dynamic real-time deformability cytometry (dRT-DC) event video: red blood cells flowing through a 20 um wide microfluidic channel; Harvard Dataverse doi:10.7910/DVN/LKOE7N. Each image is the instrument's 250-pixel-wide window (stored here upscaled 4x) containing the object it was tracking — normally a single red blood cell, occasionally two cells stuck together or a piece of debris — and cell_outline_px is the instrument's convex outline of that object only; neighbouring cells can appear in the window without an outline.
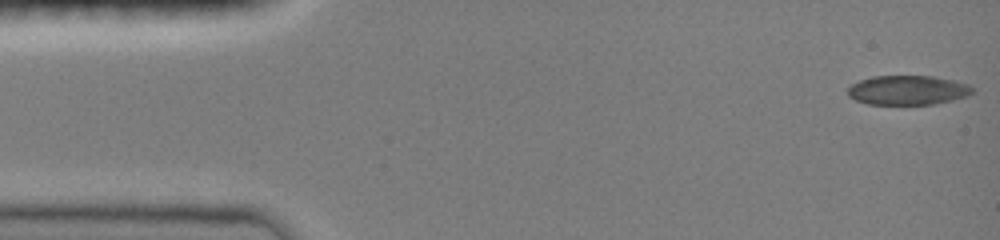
{"species": "common noctule bat (a hibernating species)", "species_latin": "Nyctalus noctula", "temperature_condition": "room temperature", "stored_images_in_passage": 55, "camera_frame_rate_fps": 3000, "um_per_image_px": 0.085, "animal": {"sex": "female", "body_mass_g": 19.0, "forearm_length_mm": 51.5}, "frame": {"image": 1, "passage_image": 1, "time_ms": 0.0, "image_size_px": [1000, 240], "cell_outline_px": [[976, 92], [968, 96], [936, 104], [868, 104], [856, 100], [848, 96], [848, 88], [852, 84], [860, 80], [872, 76], [932, 76], [956, 80], [968, 84]], "centroid_in_image_um": [77.2, 7.66], "position_along_channel_um": 7.8, "area_um2": 21.5}}
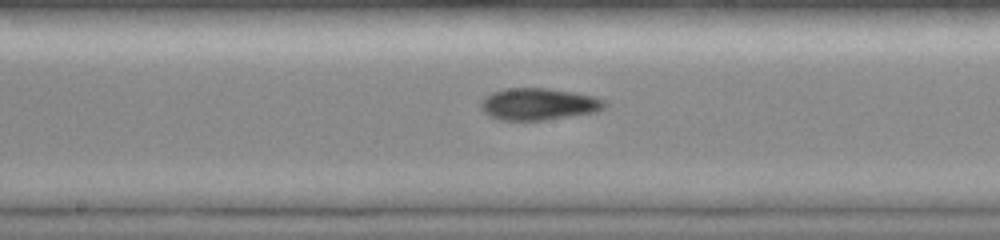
{"frame": {"image": 2, "passage_image": 25, "time_ms": 7.667, "image_size_px": [1000, 240], "cell_outline_px": [[608, 104], [604, 108], [596, 112], [544, 120], [500, 120], [484, 112], [480, 108], [480, 104], [484, 96], [492, 92], [504, 88], [548, 88], [576, 92], [608, 100]], "centroid_in_image_um": [45.8, 8.83], "position_along_channel_um": 202.4, "area_um2": 23.24}}
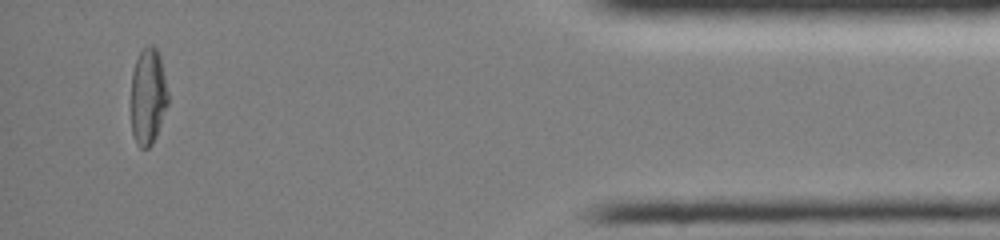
{"frame": {"image": 3, "passage_image": 51, "time_ms": 14.333, "image_size_px": [1000, 240], "cell_outline_px": [[168, 104], [156, 136], [152, 144], [148, 148], [140, 148], [136, 144], [132, 132], [132, 72], [136, 60], [140, 52], [148, 44], [152, 44], [156, 48], [160, 56], [168, 92]], "centroid_in_image_um": [12.59, 8.2], "position_along_channel_um": 422.6, "area_um2": 20.75}, "authors_computed_cell_mechanics": {"area_um2": 22.0218, "velocity_mm_per_s": 4.0529, "shape_relaxation_time_tau1_ms": null, "shape_relaxation_time_tau2_ms": 6.4737, "deformation_change_tau1": null, "deformation_change_tau2": 0.1348}}